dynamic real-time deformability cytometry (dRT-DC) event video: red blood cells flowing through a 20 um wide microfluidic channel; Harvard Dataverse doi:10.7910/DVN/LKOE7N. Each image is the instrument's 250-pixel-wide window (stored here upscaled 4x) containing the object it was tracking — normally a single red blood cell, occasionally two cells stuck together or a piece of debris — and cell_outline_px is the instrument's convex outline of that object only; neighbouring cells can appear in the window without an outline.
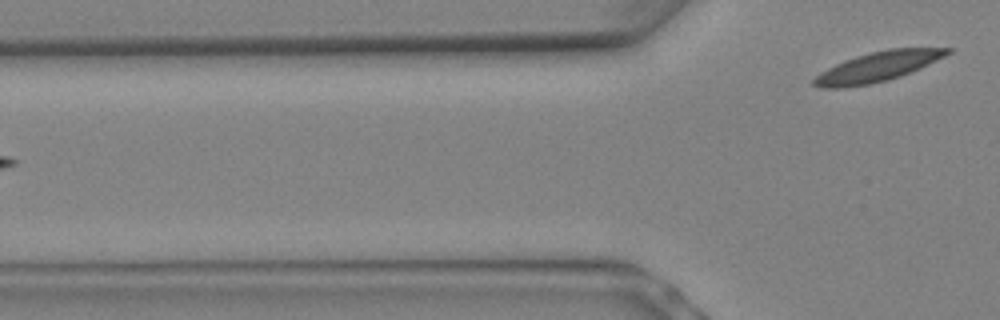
{"species": "Egyptian fruit bat (a non-hibernating species)", "species_latin": "Rousettus aegyptiacus", "temperature_condition": "warm", "stored_images_in_passage": 8, "segment_of_instrument_passage": [2, 2], "camera_frame_rate_fps": 3000, "um_per_image_px": 0.085, "animal": {"sex": "female"}, "frame": {"image": 1, "passage_image": 8, "time_ms": 2.333, "image_size_px": [1000, 320], "cell_outline_px": [[952, 52], [920, 68], [900, 76], [868, 84], [840, 88], [820, 88], [812, 84], [812, 80], [820, 72], [836, 64], [856, 56], [888, 48], [952, 48]], "centroid_in_image_um": [74.57, 5.67], "position_along_channel_um": 51.2, "area_um2": 22.72}}